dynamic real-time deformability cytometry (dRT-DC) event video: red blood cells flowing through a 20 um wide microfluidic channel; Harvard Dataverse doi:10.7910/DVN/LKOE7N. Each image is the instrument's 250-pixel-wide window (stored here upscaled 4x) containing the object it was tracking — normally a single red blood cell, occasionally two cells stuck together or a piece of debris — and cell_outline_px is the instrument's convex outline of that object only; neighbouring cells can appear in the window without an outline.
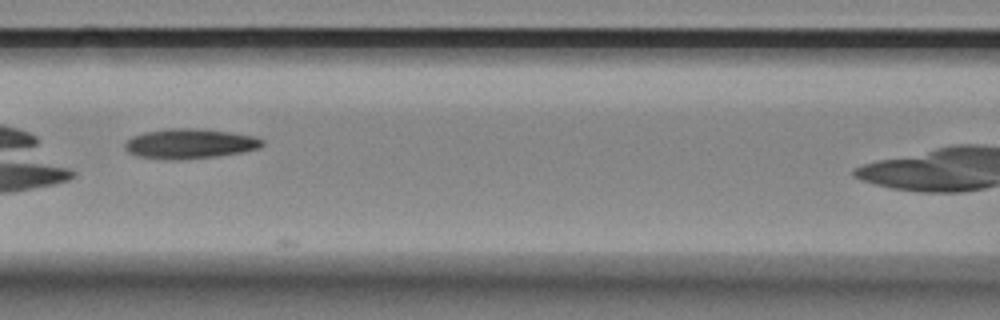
{"species": "Egyptian fruit bat (a non-hibernating species)", "species_latin": "Rousettus aegyptiacus", "temperature_condition": "room temperature", "stored_images_in_passage": 7, "camera_frame_rate_fps": 3000, "um_per_image_px": 0.085, "animal": {"sex": "female"}, "frame": {"image": 1, "passage_image": 4, "time_ms": 4.667, "image_size_px": [1000, 320], "cell_outline_px": [[264, 144], [260, 148], [240, 152], [216, 156], [176, 160], [168, 160], [136, 156], [128, 152], [124, 148], [124, 144], [132, 136], [144, 132], [168, 128], [196, 128], [228, 132], [252, 136], [264, 140]], "centroid_in_image_um": [16.09, 12.21], "position_along_channel_um": 150.5, "area_um2": 23.87}}